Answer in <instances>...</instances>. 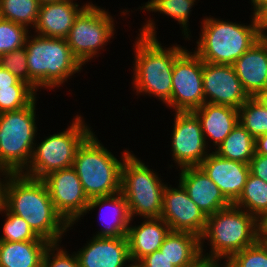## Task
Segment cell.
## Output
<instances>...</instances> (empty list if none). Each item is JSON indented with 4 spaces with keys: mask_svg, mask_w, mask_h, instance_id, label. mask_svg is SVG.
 Instances as JSON below:
<instances>
[{
    "mask_svg": "<svg viewBox=\"0 0 267 267\" xmlns=\"http://www.w3.org/2000/svg\"><path fill=\"white\" fill-rule=\"evenodd\" d=\"M49 241L0 242V267H42Z\"/></svg>",
    "mask_w": 267,
    "mask_h": 267,
    "instance_id": "cb8c5ba5",
    "label": "cell"
},
{
    "mask_svg": "<svg viewBox=\"0 0 267 267\" xmlns=\"http://www.w3.org/2000/svg\"><path fill=\"white\" fill-rule=\"evenodd\" d=\"M202 82L205 103L239 109L250 98L232 65L204 62Z\"/></svg>",
    "mask_w": 267,
    "mask_h": 267,
    "instance_id": "9a60e30c",
    "label": "cell"
},
{
    "mask_svg": "<svg viewBox=\"0 0 267 267\" xmlns=\"http://www.w3.org/2000/svg\"><path fill=\"white\" fill-rule=\"evenodd\" d=\"M178 171V182L206 217L231 205L200 166L184 167Z\"/></svg>",
    "mask_w": 267,
    "mask_h": 267,
    "instance_id": "e0dca14e",
    "label": "cell"
},
{
    "mask_svg": "<svg viewBox=\"0 0 267 267\" xmlns=\"http://www.w3.org/2000/svg\"><path fill=\"white\" fill-rule=\"evenodd\" d=\"M251 2V6H253V8L251 7V13H254L257 9H259L261 6H263L264 4L267 3V0H250Z\"/></svg>",
    "mask_w": 267,
    "mask_h": 267,
    "instance_id": "ee69618b",
    "label": "cell"
},
{
    "mask_svg": "<svg viewBox=\"0 0 267 267\" xmlns=\"http://www.w3.org/2000/svg\"><path fill=\"white\" fill-rule=\"evenodd\" d=\"M30 32L25 26L0 18V56L24 47Z\"/></svg>",
    "mask_w": 267,
    "mask_h": 267,
    "instance_id": "d6a6232c",
    "label": "cell"
},
{
    "mask_svg": "<svg viewBox=\"0 0 267 267\" xmlns=\"http://www.w3.org/2000/svg\"><path fill=\"white\" fill-rule=\"evenodd\" d=\"M259 240L267 243V213L264 214L259 220Z\"/></svg>",
    "mask_w": 267,
    "mask_h": 267,
    "instance_id": "7bdbcfd3",
    "label": "cell"
},
{
    "mask_svg": "<svg viewBox=\"0 0 267 267\" xmlns=\"http://www.w3.org/2000/svg\"><path fill=\"white\" fill-rule=\"evenodd\" d=\"M142 221L140 225H132L133 219H131L126 236L129 257L133 262H138L144 256L158 251L171 231L170 226L161 217L142 218Z\"/></svg>",
    "mask_w": 267,
    "mask_h": 267,
    "instance_id": "603a6c76",
    "label": "cell"
},
{
    "mask_svg": "<svg viewBox=\"0 0 267 267\" xmlns=\"http://www.w3.org/2000/svg\"><path fill=\"white\" fill-rule=\"evenodd\" d=\"M107 148L93 131L75 154L73 168L89 199L121 192V167L132 151L126 148L120 152L121 158H116Z\"/></svg>",
    "mask_w": 267,
    "mask_h": 267,
    "instance_id": "8992f818",
    "label": "cell"
},
{
    "mask_svg": "<svg viewBox=\"0 0 267 267\" xmlns=\"http://www.w3.org/2000/svg\"><path fill=\"white\" fill-rule=\"evenodd\" d=\"M161 177L133 151L123 161L121 193L128 203L131 219L161 217L164 188L169 183Z\"/></svg>",
    "mask_w": 267,
    "mask_h": 267,
    "instance_id": "9c48e42d",
    "label": "cell"
},
{
    "mask_svg": "<svg viewBox=\"0 0 267 267\" xmlns=\"http://www.w3.org/2000/svg\"><path fill=\"white\" fill-rule=\"evenodd\" d=\"M192 112L200 121L205 141L211 151L215 150L239 123L238 109L227 105L204 103Z\"/></svg>",
    "mask_w": 267,
    "mask_h": 267,
    "instance_id": "7402d4cb",
    "label": "cell"
},
{
    "mask_svg": "<svg viewBox=\"0 0 267 267\" xmlns=\"http://www.w3.org/2000/svg\"><path fill=\"white\" fill-rule=\"evenodd\" d=\"M259 38L267 39V3L253 13Z\"/></svg>",
    "mask_w": 267,
    "mask_h": 267,
    "instance_id": "f35d334b",
    "label": "cell"
},
{
    "mask_svg": "<svg viewBox=\"0 0 267 267\" xmlns=\"http://www.w3.org/2000/svg\"><path fill=\"white\" fill-rule=\"evenodd\" d=\"M199 166L231 204L238 200L250 174L249 164L224 159L211 151Z\"/></svg>",
    "mask_w": 267,
    "mask_h": 267,
    "instance_id": "2e32d148",
    "label": "cell"
},
{
    "mask_svg": "<svg viewBox=\"0 0 267 267\" xmlns=\"http://www.w3.org/2000/svg\"><path fill=\"white\" fill-rule=\"evenodd\" d=\"M0 66L7 69L19 80L29 84L28 60L25 47L2 54Z\"/></svg>",
    "mask_w": 267,
    "mask_h": 267,
    "instance_id": "e575fe53",
    "label": "cell"
},
{
    "mask_svg": "<svg viewBox=\"0 0 267 267\" xmlns=\"http://www.w3.org/2000/svg\"><path fill=\"white\" fill-rule=\"evenodd\" d=\"M82 116L76 114L65 130L43 137L42 142L36 139L31 161L21 174L32 179H43L53 171L73 167L79 146L93 132Z\"/></svg>",
    "mask_w": 267,
    "mask_h": 267,
    "instance_id": "ba28073f",
    "label": "cell"
},
{
    "mask_svg": "<svg viewBox=\"0 0 267 267\" xmlns=\"http://www.w3.org/2000/svg\"><path fill=\"white\" fill-rule=\"evenodd\" d=\"M56 251V252H55ZM42 267H79L75 253L67 251L61 242L50 243L47 247Z\"/></svg>",
    "mask_w": 267,
    "mask_h": 267,
    "instance_id": "d590c367",
    "label": "cell"
},
{
    "mask_svg": "<svg viewBox=\"0 0 267 267\" xmlns=\"http://www.w3.org/2000/svg\"><path fill=\"white\" fill-rule=\"evenodd\" d=\"M133 43L132 91L136 95L156 97L167 105L171 99L175 59L186 49L180 44L163 46L157 37L155 18H148ZM157 28V29H156ZM142 93V94H141Z\"/></svg>",
    "mask_w": 267,
    "mask_h": 267,
    "instance_id": "7a4b0ae2",
    "label": "cell"
},
{
    "mask_svg": "<svg viewBox=\"0 0 267 267\" xmlns=\"http://www.w3.org/2000/svg\"><path fill=\"white\" fill-rule=\"evenodd\" d=\"M29 33L25 49L28 60L29 85L39 89H59L83 66L74 57L66 38H47ZM31 34V35H30Z\"/></svg>",
    "mask_w": 267,
    "mask_h": 267,
    "instance_id": "277c9868",
    "label": "cell"
},
{
    "mask_svg": "<svg viewBox=\"0 0 267 267\" xmlns=\"http://www.w3.org/2000/svg\"><path fill=\"white\" fill-rule=\"evenodd\" d=\"M37 96V92L29 84L19 80L11 88L0 89V113L20 110Z\"/></svg>",
    "mask_w": 267,
    "mask_h": 267,
    "instance_id": "1f68e13d",
    "label": "cell"
},
{
    "mask_svg": "<svg viewBox=\"0 0 267 267\" xmlns=\"http://www.w3.org/2000/svg\"><path fill=\"white\" fill-rule=\"evenodd\" d=\"M49 192L56 211L69 224L80 222L90 199L73 167L56 170L41 179ZM82 217V218H81Z\"/></svg>",
    "mask_w": 267,
    "mask_h": 267,
    "instance_id": "4fadbf2b",
    "label": "cell"
},
{
    "mask_svg": "<svg viewBox=\"0 0 267 267\" xmlns=\"http://www.w3.org/2000/svg\"><path fill=\"white\" fill-rule=\"evenodd\" d=\"M204 62L187 48L175 59L172 74V91L166 108L174 112L193 111L205 103L203 89Z\"/></svg>",
    "mask_w": 267,
    "mask_h": 267,
    "instance_id": "8fae6325",
    "label": "cell"
},
{
    "mask_svg": "<svg viewBox=\"0 0 267 267\" xmlns=\"http://www.w3.org/2000/svg\"><path fill=\"white\" fill-rule=\"evenodd\" d=\"M97 207L99 208L97 209ZM95 208L99 210L98 215H100L98 217L103 228L98 229L96 231L97 233L93 234V236L107 238L127 236L131 217L128 203L121 192L111 196L91 198L87 205L85 215L87 213L89 214V211L96 210Z\"/></svg>",
    "mask_w": 267,
    "mask_h": 267,
    "instance_id": "ffe728a7",
    "label": "cell"
},
{
    "mask_svg": "<svg viewBox=\"0 0 267 267\" xmlns=\"http://www.w3.org/2000/svg\"><path fill=\"white\" fill-rule=\"evenodd\" d=\"M258 240V219L231 204L207 217L205 230L200 237L201 257L224 260L226 263L234 254ZM204 243L210 246L209 253L204 249L207 247Z\"/></svg>",
    "mask_w": 267,
    "mask_h": 267,
    "instance_id": "3957f363",
    "label": "cell"
},
{
    "mask_svg": "<svg viewBox=\"0 0 267 267\" xmlns=\"http://www.w3.org/2000/svg\"><path fill=\"white\" fill-rule=\"evenodd\" d=\"M170 150L175 169L199 166L209 155L201 124L192 111L175 112Z\"/></svg>",
    "mask_w": 267,
    "mask_h": 267,
    "instance_id": "7c38bea8",
    "label": "cell"
},
{
    "mask_svg": "<svg viewBox=\"0 0 267 267\" xmlns=\"http://www.w3.org/2000/svg\"><path fill=\"white\" fill-rule=\"evenodd\" d=\"M256 98L264 105V107L267 109V88L260 92Z\"/></svg>",
    "mask_w": 267,
    "mask_h": 267,
    "instance_id": "f6af8a7d",
    "label": "cell"
},
{
    "mask_svg": "<svg viewBox=\"0 0 267 267\" xmlns=\"http://www.w3.org/2000/svg\"><path fill=\"white\" fill-rule=\"evenodd\" d=\"M250 23L204 17L194 51L203 62L232 65L260 38L253 14ZM246 24V25H245Z\"/></svg>",
    "mask_w": 267,
    "mask_h": 267,
    "instance_id": "5b68a950",
    "label": "cell"
},
{
    "mask_svg": "<svg viewBox=\"0 0 267 267\" xmlns=\"http://www.w3.org/2000/svg\"><path fill=\"white\" fill-rule=\"evenodd\" d=\"M239 123L254 137L267 134V109L250 97L239 109Z\"/></svg>",
    "mask_w": 267,
    "mask_h": 267,
    "instance_id": "f546056e",
    "label": "cell"
},
{
    "mask_svg": "<svg viewBox=\"0 0 267 267\" xmlns=\"http://www.w3.org/2000/svg\"><path fill=\"white\" fill-rule=\"evenodd\" d=\"M38 96L26 107L0 113V169L20 174L29 165L38 134Z\"/></svg>",
    "mask_w": 267,
    "mask_h": 267,
    "instance_id": "52a82bcc",
    "label": "cell"
},
{
    "mask_svg": "<svg viewBox=\"0 0 267 267\" xmlns=\"http://www.w3.org/2000/svg\"><path fill=\"white\" fill-rule=\"evenodd\" d=\"M189 267H226V265L219 260L201 257Z\"/></svg>",
    "mask_w": 267,
    "mask_h": 267,
    "instance_id": "60d3db41",
    "label": "cell"
},
{
    "mask_svg": "<svg viewBox=\"0 0 267 267\" xmlns=\"http://www.w3.org/2000/svg\"><path fill=\"white\" fill-rule=\"evenodd\" d=\"M138 263L142 267H174L159 250L144 256Z\"/></svg>",
    "mask_w": 267,
    "mask_h": 267,
    "instance_id": "74e56055",
    "label": "cell"
},
{
    "mask_svg": "<svg viewBox=\"0 0 267 267\" xmlns=\"http://www.w3.org/2000/svg\"><path fill=\"white\" fill-rule=\"evenodd\" d=\"M250 173L257 178L267 182V156L254 153L250 163Z\"/></svg>",
    "mask_w": 267,
    "mask_h": 267,
    "instance_id": "8d00e7d4",
    "label": "cell"
},
{
    "mask_svg": "<svg viewBox=\"0 0 267 267\" xmlns=\"http://www.w3.org/2000/svg\"><path fill=\"white\" fill-rule=\"evenodd\" d=\"M226 267H267V243L260 240L234 254Z\"/></svg>",
    "mask_w": 267,
    "mask_h": 267,
    "instance_id": "836d02e7",
    "label": "cell"
},
{
    "mask_svg": "<svg viewBox=\"0 0 267 267\" xmlns=\"http://www.w3.org/2000/svg\"><path fill=\"white\" fill-rule=\"evenodd\" d=\"M76 1L61 0L41 4L33 33L47 38H66L75 18L91 2L86 1L80 6Z\"/></svg>",
    "mask_w": 267,
    "mask_h": 267,
    "instance_id": "d6986e66",
    "label": "cell"
},
{
    "mask_svg": "<svg viewBox=\"0 0 267 267\" xmlns=\"http://www.w3.org/2000/svg\"><path fill=\"white\" fill-rule=\"evenodd\" d=\"M177 185L172 187L167 183L164 188L161 218L171 231L189 232L201 237L207 217L190 199L183 185L180 182Z\"/></svg>",
    "mask_w": 267,
    "mask_h": 267,
    "instance_id": "5bb4252c",
    "label": "cell"
},
{
    "mask_svg": "<svg viewBox=\"0 0 267 267\" xmlns=\"http://www.w3.org/2000/svg\"><path fill=\"white\" fill-rule=\"evenodd\" d=\"M232 66L249 97L264 91L267 88V39L260 38Z\"/></svg>",
    "mask_w": 267,
    "mask_h": 267,
    "instance_id": "44dd1931",
    "label": "cell"
},
{
    "mask_svg": "<svg viewBox=\"0 0 267 267\" xmlns=\"http://www.w3.org/2000/svg\"><path fill=\"white\" fill-rule=\"evenodd\" d=\"M1 204L10 213L22 217L39 237L50 243L62 242L66 232L74 227L56 211L41 179H32L21 173L5 174Z\"/></svg>",
    "mask_w": 267,
    "mask_h": 267,
    "instance_id": "6da1fadb",
    "label": "cell"
},
{
    "mask_svg": "<svg viewBox=\"0 0 267 267\" xmlns=\"http://www.w3.org/2000/svg\"><path fill=\"white\" fill-rule=\"evenodd\" d=\"M159 251L174 267H189L201 258L200 237L189 232L170 231Z\"/></svg>",
    "mask_w": 267,
    "mask_h": 267,
    "instance_id": "d4e9b609",
    "label": "cell"
},
{
    "mask_svg": "<svg viewBox=\"0 0 267 267\" xmlns=\"http://www.w3.org/2000/svg\"><path fill=\"white\" fill-rule=\"evenodd\" d=\"M255 154L267 156V134L255 138Z\"/></svg>",
    "mask_w": 267,
    "mask_h": 267,
    "instance_id": "b9f144b4",
    "label": "cell"
},
{
    "mask_svg": "<svg viewBox=\"0 0 267 267\" xmlns=\"http://www.w3.org/2000/svg\"><path fill=\"white\" fill-rule=\"evenodd\" d=\"M38 0H0V18L25 26L35 27L40 9Z\"/></svg>",
    "mask_w": 267,
    "mask_h": 267,
    "instance_id": "f1b7e54d",
    "label": "cell"
},
{
    "mask_svg": "<svg viewBox=\"0 0 267 267\" xmlns=\"http://www.w3.org/2000/svg\"><path fill=\"white\" fill-rule=\"evenodd\" d=\"M197 0H148V2H145L142 5V7L139 5L137 8L140 10H144L143 12H158V14H163V16H168L174 21H177L180 25V29L182 31L183 38L186 40H190L192 37L191 29L189 25V19L190 15L192 13V8L194 7ZM191 36V37H190Z\"/></svg>",
    "mask_w": 267,
    "mask_h": 267,
    "instance_id": "4316f807",
    "label": "cell"
},
{
    "mask_svg": "<svg viewBox=\"0 0 267 267\" xmlns=\"http://www.w3.org/2000/svg\"><path fill=\"white\" fill-rule=\"evenodd\" d=\"M5 173L0 169V204H1V186H2V181H3V178L1 177H4Z\"/></svg>",
    "mask_w": 267,
    "mask_h": 267,
    "instance_id": "bcb514c9",
    "label": "cell"
},
{
    "mask_svg": "<svg viewBox=\"0 0 267 267\" xmlns=\"http://www.w3.org/2000/svg\"><path fill=\"white\" fill-rule=\"evenodd\" d=\"M234 205L259 220L267 213V182L250 173L244 189Z\"/></svg>",
    "mask_w": 267,
    "mask_h": 267,
    "instance_id": "83f0119b",
    "label": "cell"
},
{
    "mask_svg": "<svg viewBox=\"0 0 267 267\" xmlns=\"http://www.w3.org/2000/svg\"><path fill=\"white\" fill-rule=\"evenodd\" d=\"M126 267H142L138 262L131 261Z\"/></svg>",
    "mask_w": 267,
    "mask_h": 267,
    "instance_id": "7dc6e473",
    "label": "cell"
},
{
    "mask_svg": "<svg viewBox=\"0 0 267 267\" xmlns=\"http://www.w3.org/2000/svg\"><path fill=\"white\" fill-rule=\"evenodd\" d=\"M255 138L238 123L213 151L218 156L249 164L255 153Z\"/></svg>",
    "mask_w": 267,
    "mask_h": 267,
    "instance_id": "484cf974",
    "label": "cell"
},
{
    "mask_svg": "<svg viewBox=\"0 0 267 267\" xmlns=\"http://www.w3.org/2000/svg\"><path fill=\"white\" fill-rule=\"evenodd\" d=\"M115 19L104 7L90 2L75 18L74 24L66 37L74 57L84 67L103 49L115 35Z\"/></svg>",
    "mask_w": 267,
    "mask_h": 267,
    "instance_id": "30bf717a",
    "label": "cell"
},
{
    "mask_svg": "<svg viewBox=\"0 0 267 267\" xmlns=\"http://www.w3.org/2000/svg\"><path fill=\"white\" fill-rule=\"evenodd\" d=\"M74 251L79 267H126L130 262L127 237L92 236Z\"/></svg>",
    "mask_w": 267,
    "mask_h": 267,
    "instance_id": "ac0fdd59",
    "label": "cell"
},
{
    "mask_svg": "<svg viewBox=\"0 0 267 267\" xmlns=\"http://www.w3.org/2000/svg\"><path fill=\"white\" fill-rule=\"evenodd\" d=\"M18 81L19 79L15 75L0 66V89L11 88Z\"/></svg>",
    "mask_w": 267,
    "mask_h": 267,
    "instance_id": "ab89813d",
    "label": "cell"
},
{
    "mask_svg": "<svg viewBox=\"0 0 267 267\" xmlns=\"http://www.w3.org/2000/svg\"><path fill=\"white\" fill-rule=\"evenodd\" d=\"M38 1L40 4H44V3H53L61 0H38Z\"/></svg>",
    "mask_w": 267,
    "mask_h": 267,
    "instance_id": "c3c4849f",
    "label": "cell"
},
{
    "mask_svg": "<svg viewBox=\"0 0 267 267\" xmlns=\"http://www.w3.org/2000/svg\"><path fill=\"white\" fill-rule=\"evenodd\" d=\"M0 214L5 217L0 242L47 241L39 237L22 217L10 213L2 204Z\"/></svg>",
    "mask_w": 267,
    "mask_h": 267,
    "instance_id": "4dcf8cb0",
    "label": "cell"
}]
</instances>
